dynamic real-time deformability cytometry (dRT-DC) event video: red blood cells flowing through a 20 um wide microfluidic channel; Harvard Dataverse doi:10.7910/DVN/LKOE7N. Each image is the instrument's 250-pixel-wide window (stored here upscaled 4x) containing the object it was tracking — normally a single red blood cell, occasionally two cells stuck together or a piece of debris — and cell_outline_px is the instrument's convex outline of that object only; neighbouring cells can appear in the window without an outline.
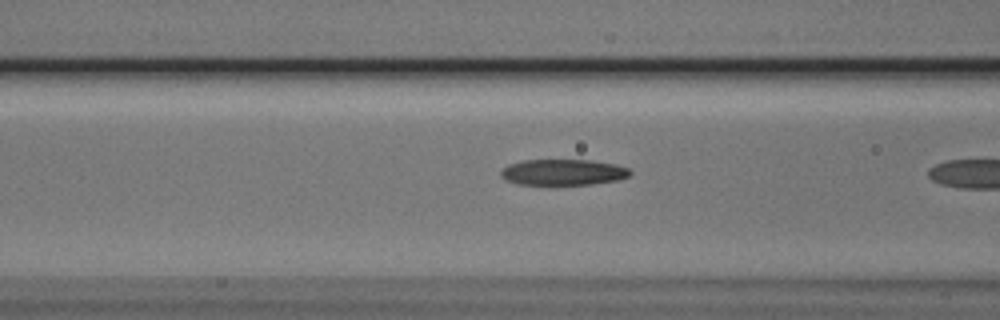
{"species": "Egyptian fruit bat (a non-hibernating species)", "species_latin": "Rousettus aegyptiacus", "temperature_condition": "cold", "stored_images_in_passage": 20, "camera_frame_rate_fps": 3000, "um_per_image_px": 0.085, "animal": {"sex": "male"}, "frame": {"image": 1, "passage_image": 19, "time_ms": 6.0, "image_size_px": [1000, 320], "cell_outline_px": [[632, 172], [628, 176], [616, 180], [592, 184], [520, 184], [504, 180], [500, 176], [500, 172], [508, 164], [524, 160], [588, 160], [616, 164], [628, 168]], "centroid_in_image_um": [47.84, 14.63], "position_along_channel_um": 118.8, "area_um2": 19.42}}